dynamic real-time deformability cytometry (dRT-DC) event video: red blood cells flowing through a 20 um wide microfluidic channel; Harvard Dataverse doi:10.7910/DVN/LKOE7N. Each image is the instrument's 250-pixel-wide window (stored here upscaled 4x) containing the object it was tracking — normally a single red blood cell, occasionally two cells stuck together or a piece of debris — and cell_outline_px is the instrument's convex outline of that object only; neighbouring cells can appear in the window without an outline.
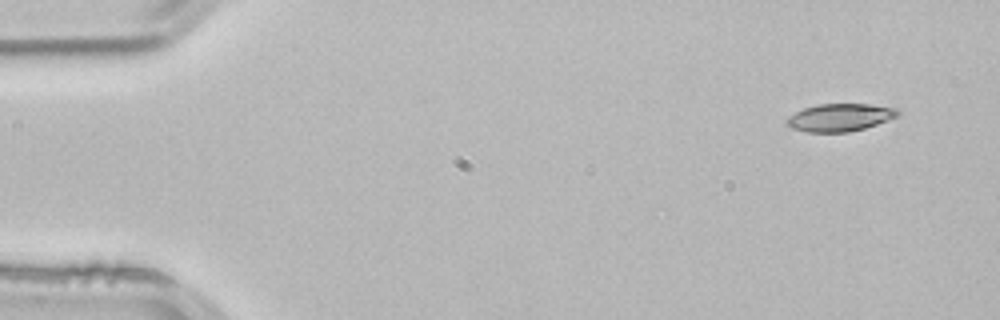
{"species": "common noctule bat (a hibernating species)", "species_latin": "Nyctalus noctula", "temperature_condition": "room temperature", "stored_images_in_passage": 4, "camera_frame_rate_fps": 3000, "um_per_image_px": 0.085, "animal": {"sex": "male", "body_mass_g": 21.5, "forearm_length_mm": 52.0}, "frame": {"image": 1, "passage_image": 1, "time_ms": 0.0, "image_size_px": [1000, 320], "cell_outline_px": [[900, 116], [864, 128], [848, 132], [808, 132], [792, 128], [784, 124], [784, 120], [788, 116], [804, 108], [820, 104], [868, 104], [896, 108], [900, 112]], "centroid_in_image_um": [71.37, 9.98], "position_along_channel_um": 13.6, "area_um2": 17.92}}
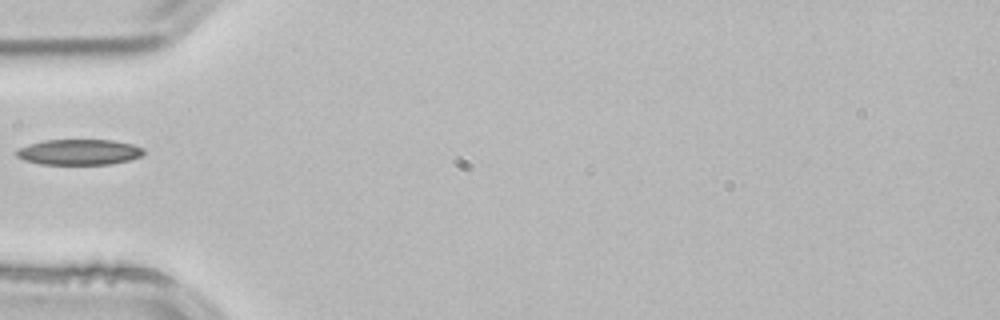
{"frame": {"image": 2, "passage_image": 4, "time_ms": 1.0, "image_size_px": [1000, 320], "cell_outline_px": [[144, 152], [140, 156], [128, 160], [108, 164], [40, 164], [24, 160], [16, 156], [16, 148], [28, 144], [44, 140], [112, 140], [132, 144], [144, 148]], "centroid_in_image_um": [6.67, 12.92], "position_along_channel_um": 78.3, "area_um2": 18.96}}